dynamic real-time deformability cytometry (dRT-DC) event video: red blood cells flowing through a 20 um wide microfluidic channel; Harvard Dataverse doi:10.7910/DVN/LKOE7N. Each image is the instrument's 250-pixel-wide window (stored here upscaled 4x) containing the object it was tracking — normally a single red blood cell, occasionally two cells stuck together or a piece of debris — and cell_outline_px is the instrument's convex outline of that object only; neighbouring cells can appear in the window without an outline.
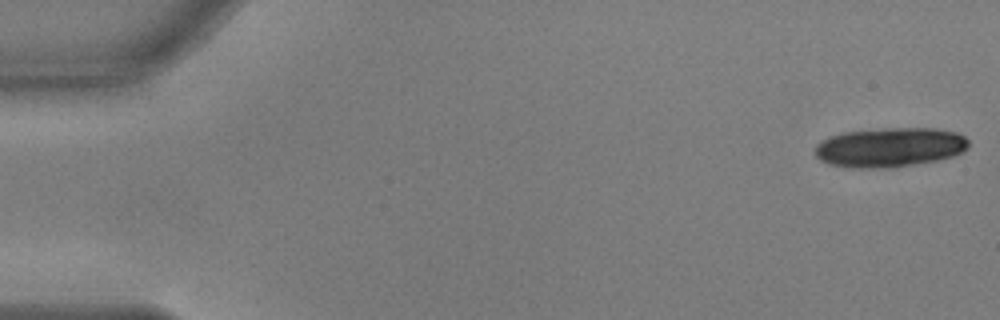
{"species": "common noctule bat (a hibernating species)", "species_latin": "Nyctalus noctula", "temperature_condition": "warm", "stored_images_in_passage": 19, "camera_frame_rate_fps": 3000, "um_per_image_px": 0.085, "animal": {"sex": "male", "body_mass_g": 17.9, "forearm_length_mm": 54.2}, "frame": {"image": 1, "passage_image": 1, "time_ms": 0.0, "image_size_px": [1000, 320], "cell_outline_px": [[968, 148], [964, 152], [952, 156], [936, 160], [888, 168], [852, 168], [828, 164], [820, 160], [816, 156], [816, 144], [820, 140], [828, 136], [840, 132], [884, 128], [932, 128], [956, 132], [964, 136], [968, 140]], "centroid_in_image_um": [75.59, 12.51], "position_along_channel_um": 9.4, "area_um2": 35.55}}